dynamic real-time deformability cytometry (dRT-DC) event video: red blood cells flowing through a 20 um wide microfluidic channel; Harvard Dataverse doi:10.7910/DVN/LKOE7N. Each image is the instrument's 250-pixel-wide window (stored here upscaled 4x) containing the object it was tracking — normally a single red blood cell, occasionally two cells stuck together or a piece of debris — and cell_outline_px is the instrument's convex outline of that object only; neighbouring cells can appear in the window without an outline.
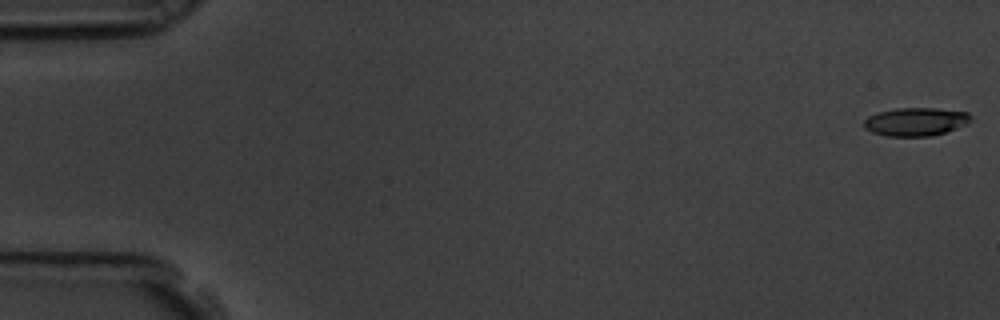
{"species": "common noctule bat (a hibernating species)", "species_latin": "Nyctalus noctula", "temperature_condition": "room temperature", "stored_images_in_passage": 58, "camera_frame_rate_fps": 3000, "um_per_image_px": 0.085, "animal": {"sex": "male", "body_mass_g": 19.5, "forearm_length_mm": 54.6}, "frame": {"image": 1, "passage_image": 1, "time_ms": 0.0, "image_size_px": [1000, 320], "cell_outline_px": [[972, 116], [968, 124], [932, 136], [888, 136], [872, 132], [864, 128], [864, 120], [868, 116], [880, 112], [896, 108], [936, 108], [968, 112]], "centroid_in_image_um": [77.85, 10.34], "position_along_channel_um": 7.2, "area_um2": 17.57}}
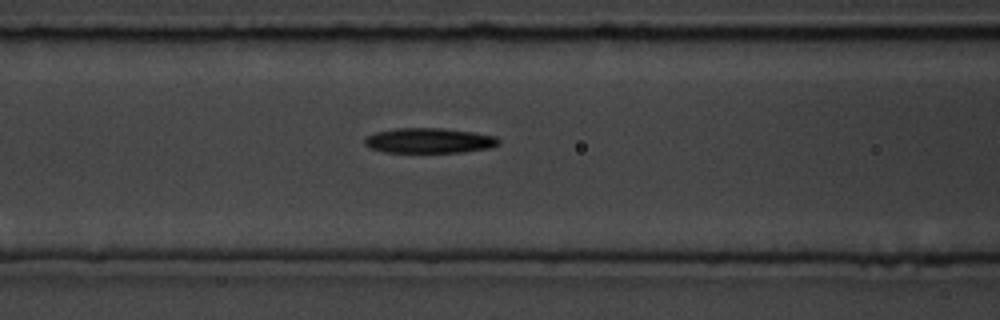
{"frame": {"image": 2, "passage_image": 24, "time_ms": 7.667, "image_size_px": [1000, 320], "cell_outline_px": [[500, 144], [492, 148], [464, 152], [384, 152], [368, 148], [364, 144], [364, 136], [376, 132], [396, 128], [440, 128], [472, 132], [496, 136], [500, 140]], "centroid_in_image_um": [36.47, 11.95], "position_along_channel_um": 130.1, "area_um2": 19.83}}
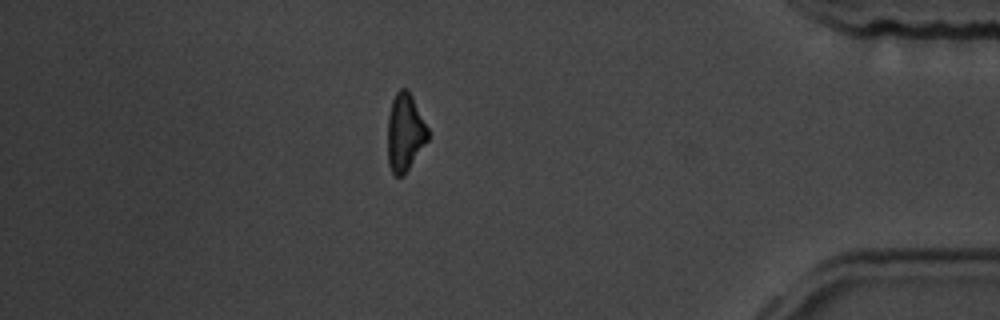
{"frame": {"image": 3, "passage_image": 50, "time_ms": 16.333, "image_size_px": [1000, 320], "cell_outline_px": [[428, 140], [404, 176], [396, 176], [392, 172], [388, 164], [388, 116], [392, 100], [396, 92], [400, 88], [408, 88], [428, 128]], "centroid_in_image_um": [34.42, 11.26], "position_along_channel_um": 400.8, "area_um2": 18.26}, "authors_computed_cell_mechanics": {"area_um2": 19.4208, "velocity_mm_per_s": 3.5797, "shape_relaxation_time_tau1_ms": 3.9627, "shape_relaxation_time_tau2_ms": null, "deformation_change_tau1": 0.1597, "deformation_change_tau2": null}}